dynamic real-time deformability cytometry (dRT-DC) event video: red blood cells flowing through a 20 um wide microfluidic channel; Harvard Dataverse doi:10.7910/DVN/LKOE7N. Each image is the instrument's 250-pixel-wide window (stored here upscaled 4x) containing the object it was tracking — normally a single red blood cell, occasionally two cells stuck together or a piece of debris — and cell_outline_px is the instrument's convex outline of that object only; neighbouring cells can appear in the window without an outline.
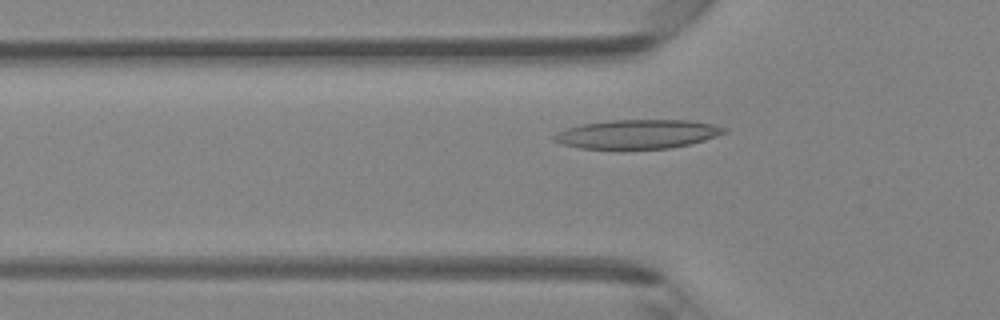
{"species": "Egyptian fruit bat (a non-hibernating species)", "species_latin": "Rousettus aegyptiacus", "temperature_condition": "room temperature", "stored_images_in_passage": 42, "camera_frame_rate_fps": 3000, "um_per_image_px": 0.085, "animal": {"sex": "female"}, "frame": {"image": 1, "passage_image": 10, "time_ms": 3.0, "image_size_px": [1000, 320], "cell_outline_px": [[728, 132], [704, 140], [688, 144], [668, 148], [580, 148], [564, 144], [552, 140], [552, 136], [556, 132], [568, 128], [584, 124], [608, 120], [692, 120], [712, 124], [728, 128]], "centroid_in_image_um": [54.21, 11.38], "position_along_channel_um": 71.6, "area_um2": 28.5}}
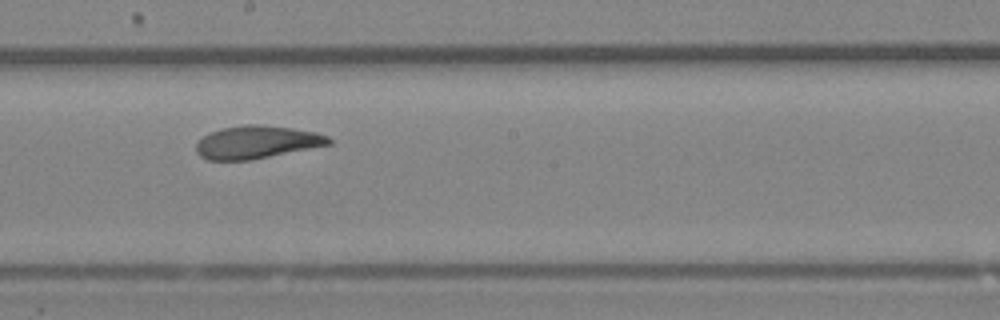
{"frame": {"image": 2, "passage_image": 21, "time_ms": 6.667, "image_size_px": [1000, 320], "cell_outline_px": [[332, 144], [252, 160], [208, 160], [200, 156], [196, 152], [196, 144], [204, 136], [220, 128], [244, 124], [256, 124], [292, 128], [316, 132], [328, 136], [332, 140]], "centroid_in_image_um": [21.84, 12.08], "position_along_channel_um": 226.4, "area_um2": 25.43}}
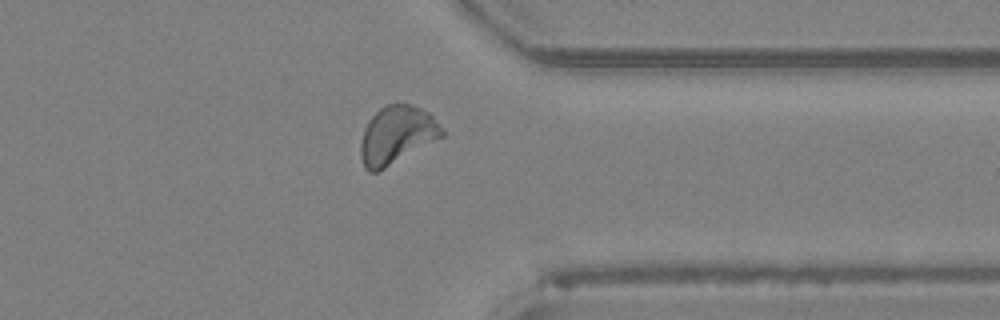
{"frame": {"image": 3, "passage_image": 32, "time_ms": 10.333, "image_size_px": [1000, 320], "cell_outline_px": [[444, 136], [384, 168], [376, 172], [368, 172], [364, 168], [360, 156], [360, 144], [364, 128], [368, 120], [380, 108], [388, 104], [408, 104], [420, 108], [428, 112], [444, 128]], "centroid_in_image_um": [33.71, 11.48], "position_along_channel_um": 377.7, "area_um2": 27.28}, "authors_computed_cell_mechanics": {"area_um2": 26.1834, "velocity_mm_per_s": 4.2356, "shape_relaxation_time_tau1_ms": 3.6739, "shape_relaxation_time_tau2_ms": 1.6085, "deformation_change_tau1": 0.158, "deformation_change_tau2": 0.093}}